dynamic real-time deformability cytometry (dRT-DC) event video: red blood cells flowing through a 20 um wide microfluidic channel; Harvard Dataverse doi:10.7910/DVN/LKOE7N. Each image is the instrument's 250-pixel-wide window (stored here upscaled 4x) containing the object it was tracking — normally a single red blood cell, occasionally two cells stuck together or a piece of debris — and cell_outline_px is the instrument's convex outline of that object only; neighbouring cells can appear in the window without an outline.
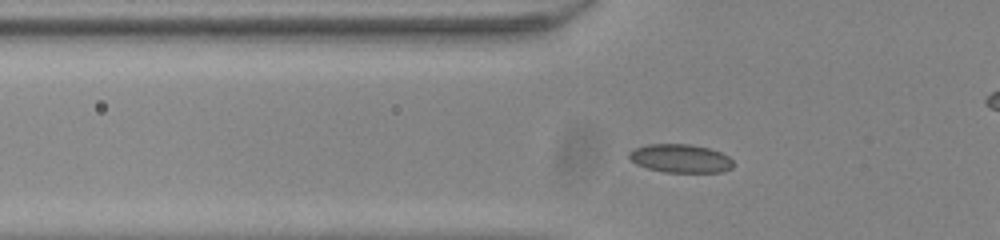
{"species": "common noctule bat (a hibernating species)", "species_latin": "Nyctalus noctula", "temperature_condition": "room temperature", "stored_images_in_passage": 44, "camera_frame_rate_fps": 3000, "um_per_image_px": 0.085, "animal": {"sex": "male", "body_mass_g": 20.0, "forearm_length_mm": 53.3}, "frame": {"image": 1, "passage_image": 14, "time_ms": 4.333, "image_size_px": [1000, 240], "cell_outline_px": [[732, 168], [720, 172], [664, 172], [648, 168], [636, 164], [628, 156], [628, 152], [636, 148], [648, 144], [688, 144], [708, 148], [720, 152], [728, 156], [732, 160]], "centroid_in_image_um": [57.83, 13.47], "position_along_channel_um": 68.0, "area_um2": 17.11}}
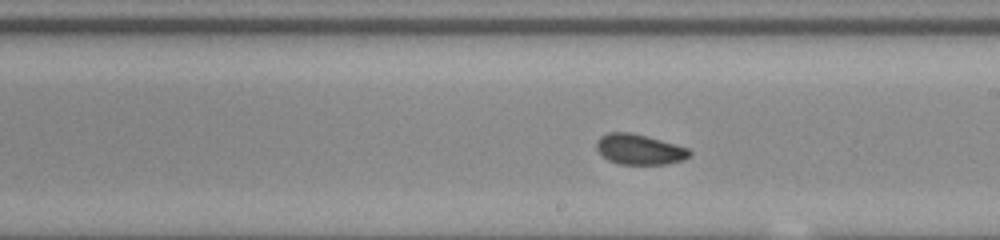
{"frame": {"image": 2, "passage_image": 27, "time_ms": 8.667, "image_size_px": [1000, 240], "cell_outline_px": [[692, 152], [684, 160], [664, 164], [620, 164], [608, 160], [596, 148], [596, 140], [600, 136], [608, 132], [632, 132], [648, 136], [688, 148]], "centroid_in_image_um": [54.33, 12.68], "position_along_channel_um": 234.7, "area_um2": 16.47}}
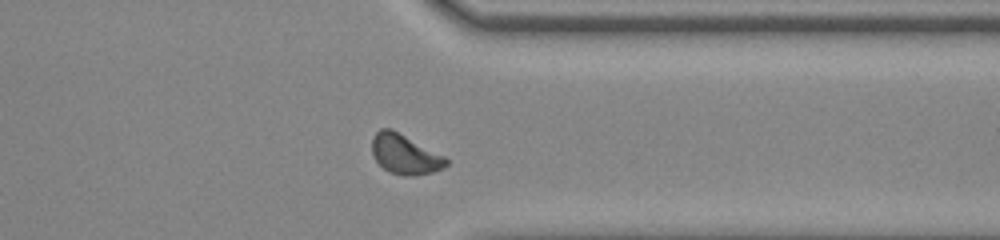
{"frame": {"image": 3, "passage_image": 38, "time_ms": 12.333, "image_size_px": [1000, 240], "cell_outline_px": [[448, 164], [444, 168], [432, 172], [416, 176], [404, 176], [388, 172], [376, 160], [372, 152], [372, 136], [380, 128], [392, 128], [444, 156], [448, 160]], "centroid_in_image_um": [34.41, 13.11], "position_along_channel_um": 377.0, "area_um2": 17.28}}